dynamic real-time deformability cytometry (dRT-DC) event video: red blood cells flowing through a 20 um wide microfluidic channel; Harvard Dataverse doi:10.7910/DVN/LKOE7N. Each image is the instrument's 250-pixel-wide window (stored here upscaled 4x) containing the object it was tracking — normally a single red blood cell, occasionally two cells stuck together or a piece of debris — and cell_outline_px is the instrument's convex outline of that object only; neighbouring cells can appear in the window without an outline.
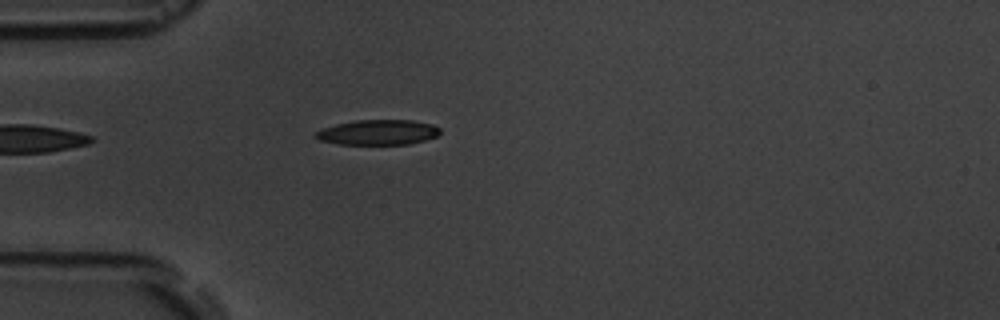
{"species": "common noctule bat (a hibernating species)", "species_latin": "Nyctalus noctula", "temperature_condition": "room temperature", "stored_images_in_passage": 2, "camera_frame_rate_fps": 3000, "um_per_image_px": 0.085, "animal": {"sex": "male", "body_mass_g": 19.5, "forearm_length_mm": 54.6}, "frame": {"image": 1, "passage_image": 2, "time_ms": 1.333, "image_size_px": [1000, 320], "cell_outline_px": [[440, 132], [436, 136], [424, 140], [408, 144], [340, 144], [320, 140], [312, 136], [320, 128], [336, 124], [356, 120], [412, 120], [432, 124], [440, 128]], "centroid_in_image_um": [32.1, 11.24], "position_along_channel_um": 52.9, "area_um2": 18.21}}